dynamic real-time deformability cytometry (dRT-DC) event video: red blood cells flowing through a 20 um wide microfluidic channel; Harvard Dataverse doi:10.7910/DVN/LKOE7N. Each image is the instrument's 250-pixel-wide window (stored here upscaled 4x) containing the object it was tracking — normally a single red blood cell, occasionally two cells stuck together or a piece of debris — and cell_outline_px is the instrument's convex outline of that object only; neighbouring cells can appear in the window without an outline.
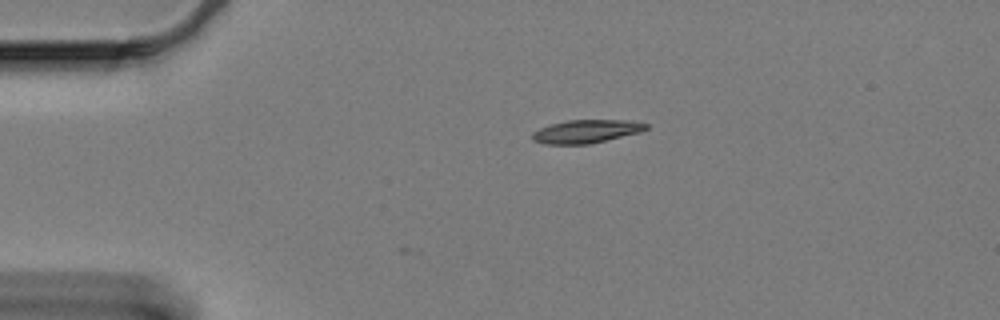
{"species": "Egyptian fruit bat (a non-hibernating species)", "species_latin": "Rousettus aegyptiacus", "temperature_condition": "cold", "stored_images_in_passage": 2, "camera_frame_rate_fps": 3000, "um_per_image_px": 0.085, "animal": {"sex": "female"}, "frame": {"image": 1, "passage_image": 2, "time_ms": 0.333, "image_size_px": [1000, 320], "cell_outline_px": [[648, 128], [640, 132], [588, 144], [544, 144], [532, 140], [532, 132], [540, 128], [552, 124], [568, 120], [624, 120], [648, 124]], "centroid_in_image_um": [49.8, 11.17], "position_along_channel_um": 35.2, "area_um2": 15.2}}